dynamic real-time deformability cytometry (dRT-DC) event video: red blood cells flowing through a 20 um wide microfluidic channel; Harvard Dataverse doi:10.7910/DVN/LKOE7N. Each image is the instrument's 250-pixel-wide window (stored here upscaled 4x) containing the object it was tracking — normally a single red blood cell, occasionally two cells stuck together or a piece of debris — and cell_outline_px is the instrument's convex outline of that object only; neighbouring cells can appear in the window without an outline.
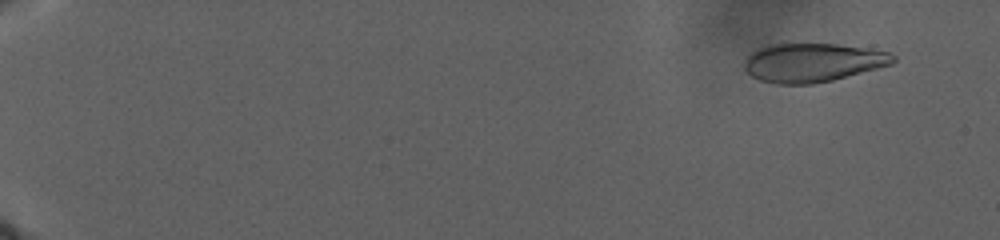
{"species": "human", "species_latin": "Homo sapiens", "temperature_condition": "warm", "stored_images_in_passage": 86, "camera_frame_rate_fps": 3000, "um_per_image_px": 0.085, "donor": {"sex": "male"}, "frame": {"image": 1, "passage_image": 5, "time_ms": 3.0, "image_size_px": [1000, 240], "cell_outline_px": [[896, 60], [892, 64], [832, 80], [812, 84], [776, 84], [760, 80], [752, 76], [744, 68], [744, 60], [756, 48], [764, 44], [836, 44], [868, 48], [892, 52], [896, 56]], "centroid_in_image_um": [69.07, 5.3], "position_along_channel_um": 15.9, "area_um2": 33.76}}
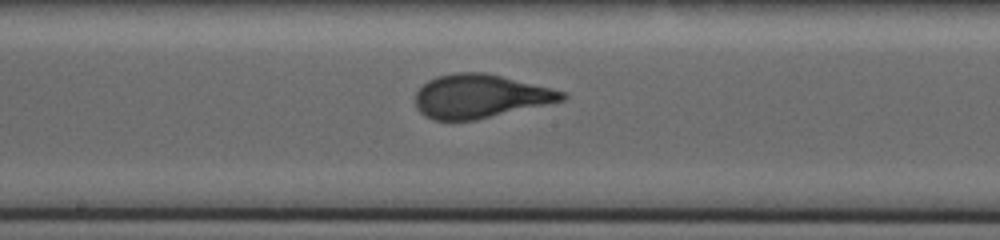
{"frame": {"image": 2, "passage_image": 50, "time_ms": 23.667, "image_size_px": [1000, 240], "cell_outline_px": [[568, 96], [564, 100], [476, 120], [432, 120], [424, 116], [416, 108], [416, 92], [428, 80], [436, 76], [456, 72], [484, 72], [564, 92]], "centroid_in_image_um": [40.75, 8.19], "position_along_channel_um": 207.5, "area_um2": 36.88}}
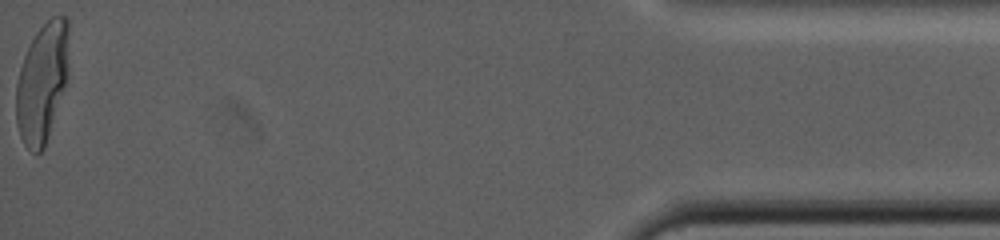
{"frame": {"image": 3, "passage_image": 86, "time_ms": 39.333, "image_size_px": [1000, 240], "cell_outline_px": [[68, 76], [44, 148], [40, 152], [32, 152], [24, 144], [20, 136], [16, 124], [16, 84], [20, 68], [24, 56], [36, 32], [52, 16], [64, 16], [68, 20]], "centroid_in_image_um": [3.58, 7.01], "position_along_channel_um": 431.6, "area_um2": 36.41}}